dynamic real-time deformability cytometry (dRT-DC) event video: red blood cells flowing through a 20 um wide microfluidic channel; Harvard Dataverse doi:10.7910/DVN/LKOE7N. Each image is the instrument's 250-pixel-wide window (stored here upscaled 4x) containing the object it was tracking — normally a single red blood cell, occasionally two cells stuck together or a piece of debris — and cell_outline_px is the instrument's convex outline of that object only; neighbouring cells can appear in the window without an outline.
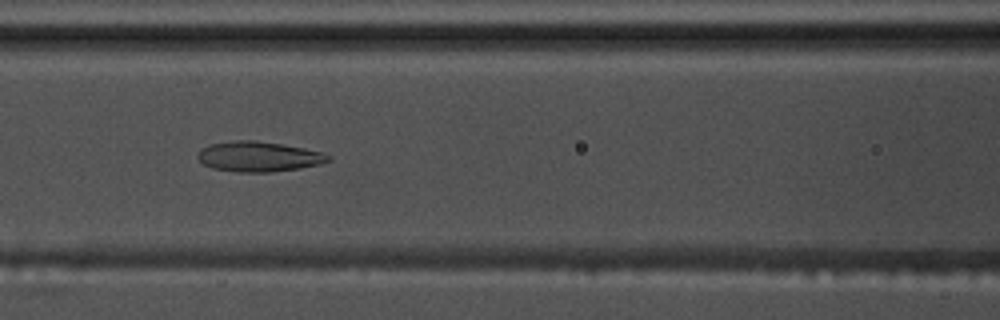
{"species": "common noctule bat (a hibernating species)", "species_latin": "Nyctalus noctula", "temperature_condition": "warm", "stored_images_in_passage": 39, "camera_frame_rate_fps": 3000, "um_per_image_px": 0.085, "animal": {"sex": "male", "body_mass_g": 17.5, "forearm_length_mm": 52.3}, "frame": {"image": 1, "passage_image": 8, "time_ms": 2.333, "image_size_px": [1000, 320], "cell_outline_px": [[332, 160], [320, 164], [300, 168], [272, 172], [236, 172], [212, 168], [204, 164], [196, 156], [200, 148], [208, 144], [236, 140], [256, 140], [304, 148], [324, 152], [332, 156]], "centroid_in_image_um": [21.99, 13.31], "position_along_channel_um": 144.6, "area_um2": 23.18}}
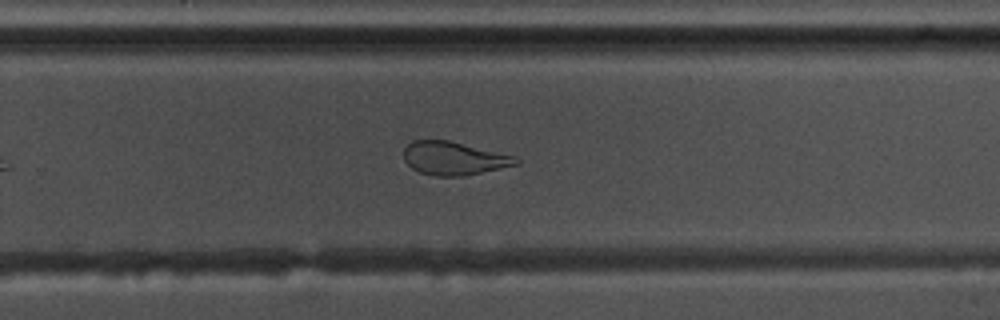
{"frame": {"image": 2, "passage_image": 20, "time_ms": 6.333, "image_size_px": [1000, 320], "cell_outline_px": [[520, 164], [464, 176], [436, 176], [420, 172], [412, 168], [404, 160], [404, 148], [412, 140], [448, 140], [516, 156], [520, 160]], "centroid_in_image_um": [38.6, 13.46], "position_along_channel_um": 291.2, "area_um2": 21.79}}
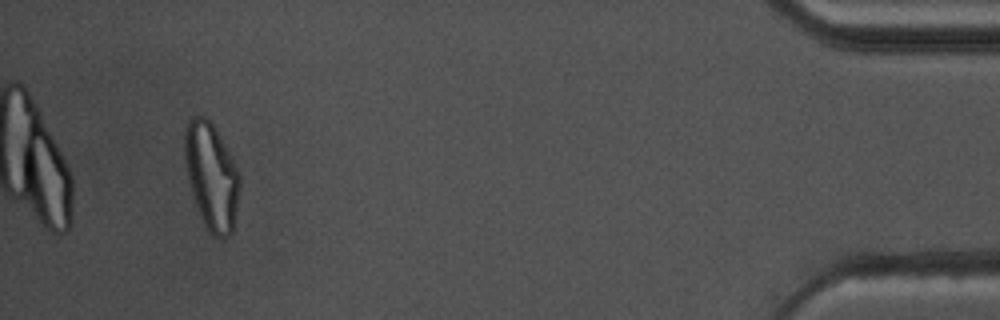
{"frame": {"image": 3, "passage_image": 36, "time_ms": 11.667, "image_size_px": [1000, 320], "cell_outline_px": [[240, 188], [232, 232], [228, 236], [212, 236], [208, 232], [204, 224], [196, 204], [192, 192], [184, 160], [184, 128], [188, 120], [192, 116], [204, 116], [212, 124], [232, 156], [240, 172]], "centroid_in_image_um": [17.97, 14.95], "position_along_channel_um": 417.2, "area_um2": 34.1}, "authors_computed_cell_mechanics": {"area_um2": 23.6402, "velocity_mm_per_s": 3.6792, "shape_relaxation_time_tau1_ms": null, "shape_relaxation_time_tau2_ms": 1.9265, "deformation_change_tau1": null, "deformation_change_tau2": 0.0953}}